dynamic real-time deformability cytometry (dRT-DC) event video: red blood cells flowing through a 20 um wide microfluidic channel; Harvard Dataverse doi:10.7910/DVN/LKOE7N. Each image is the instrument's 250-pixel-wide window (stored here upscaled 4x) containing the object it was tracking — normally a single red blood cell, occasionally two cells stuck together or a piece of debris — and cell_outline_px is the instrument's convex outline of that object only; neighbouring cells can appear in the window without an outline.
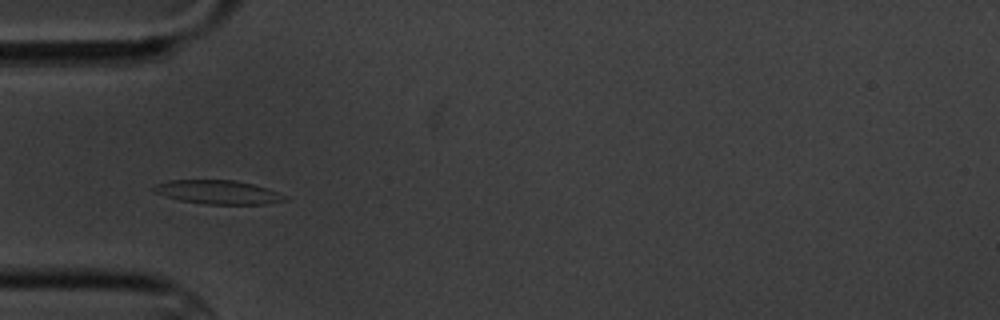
{"species": "common noctule bat (a hibernating species)", "species_latin": "Nyctalus noctula", "temperature_condition": "cold", "stored_images_in_passage": 10, "camera_frame_rate_fps": 3000, "um_per_image_px": 0.085, "animal": {"sex": "male", "body_mass_g": 20.1, "forearm_length_mm": 53.5}, "frame": {"image": 1, "passage_image": 4, "time_ms": 3.333, "image_size_px": [1000, 320], "cell_outline_px": [[288, 200], [264, 204], [204, 204], [180, 200], [152, 192], [152, 188], [156, 184], [168, 180], [236, 180], [268, 188], [288, 196]], "centroid_in_image_um": [18.54, 16.33], "position_along_channel_um": 66.5, "area_um2": 18.26}}
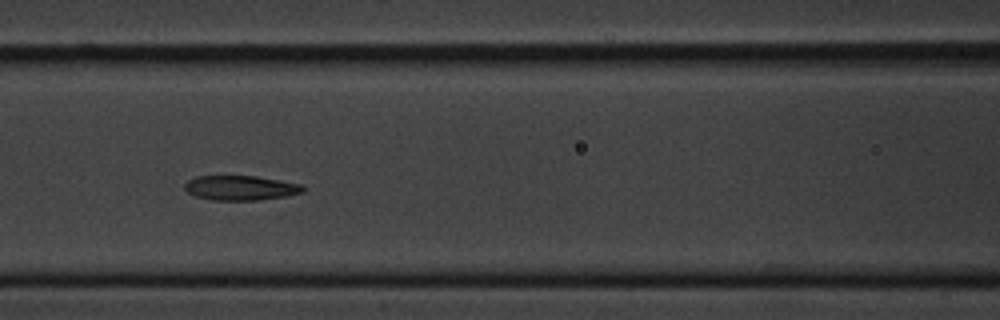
{"frame": {"image": 2, "passage_image": 6, "time_ms": 5.667, "image_size_px": [1000, 320], "cell_outline_px": [[308, 188], [304, 192], [288, 196], [260, 200], [212, 200], [196, 196], [188, 192], [184, 188], [184, 184], [188, 180], [196, 176], [256, 176], [300, 184]], "centroid_in_image_um": [20.48, 15.97], "position_along_channel_um": 146.1, "area_um2": 17.11}}
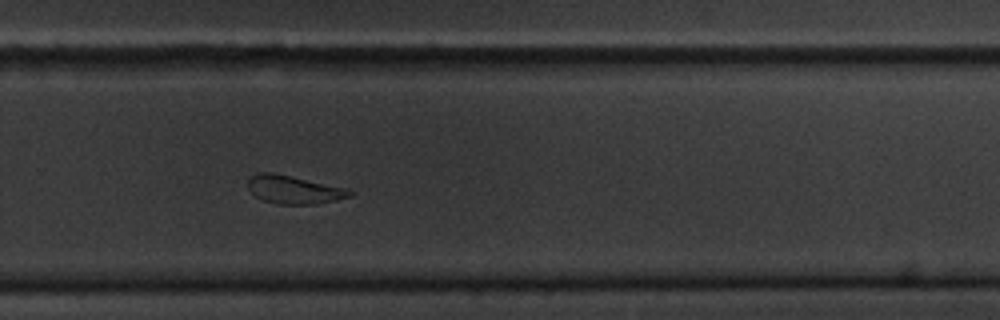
{"frame": {"image": 3, "passage_image": 10, "time_ms": 10.333, "image_size_px": [1000, 320], "cell_outline_px": [[356, 192], [352, 196], [336, 200], [316, 204], [276, 204], [264, 200], [256, 196], [248, 188], [248, 176], [260, 172], [272, 172], [348, 188]], "centroid_in_image_um": [25.01, 16.11], "position_along_channel_um": 304.8, "area_um2": 16.88}}